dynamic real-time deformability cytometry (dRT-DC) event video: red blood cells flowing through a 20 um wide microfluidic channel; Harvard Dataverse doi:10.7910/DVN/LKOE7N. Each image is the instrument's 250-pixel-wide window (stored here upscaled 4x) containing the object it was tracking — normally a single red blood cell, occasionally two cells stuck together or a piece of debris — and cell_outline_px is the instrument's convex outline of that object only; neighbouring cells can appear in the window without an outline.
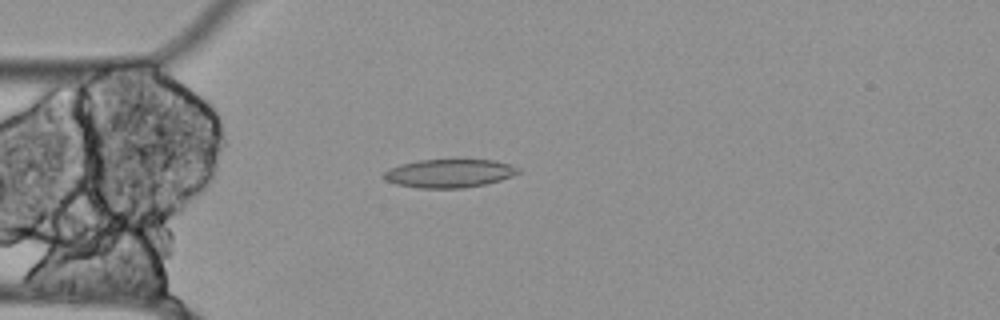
{"species": "Egyptian fruit bat (a non-hibernating species)", "species_latin": "Rousettus aegyptiacus", "temperature_condition": "cold", "stored_images_in_passage": 46, "camera_frame_rate_fps": 3000, "um_per_image_px": 0.085, "animal": {"sex": "female"}, "frame": {"image": 1, "passage_image": 7, "time_ms": 2.0, "image_size_px": [1000, 320], "cell_outline_px": [[524, 172], [500, 180], [484, 184], [464, 188], [420, 188], [396, 184], [384, 180], [384, 172], [388, 168], [400, 164], [416, 160], [496, 160], [520, 168]], "centroid_in_image_um": [38.2, 14.73], "position_along_channel_um": 46.8, "area_um2": 22.37}}
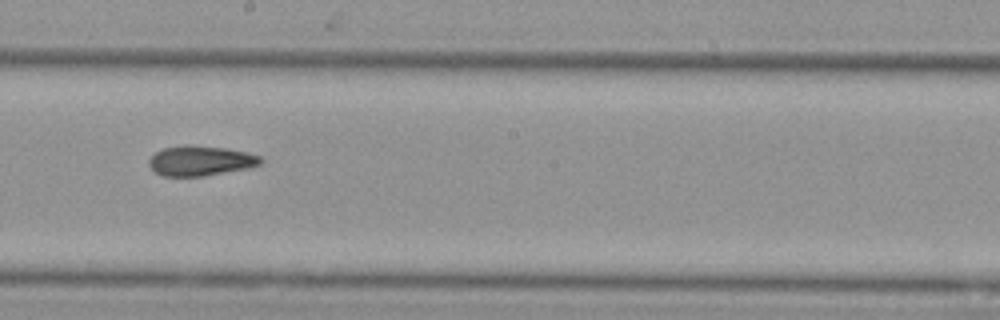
{"frame": {"image": 2, "passage_image": 23, "time_ms": 7.333, "image_size_px": [1000, 320], "cell_outline_px": [[264, 160], [260, 164], [248, 168], [204, 176], [164, 176], [156, 172], [148, 164], [148, 160], [156, 152], [164, 148], [188, 144], [192, 144], [224, 148], [248, 152], [260, 156]], "centroid_in_image_um": [17.06, 13.65], "position_along_channel_um": 231.1, "area_um2": 19.54}}
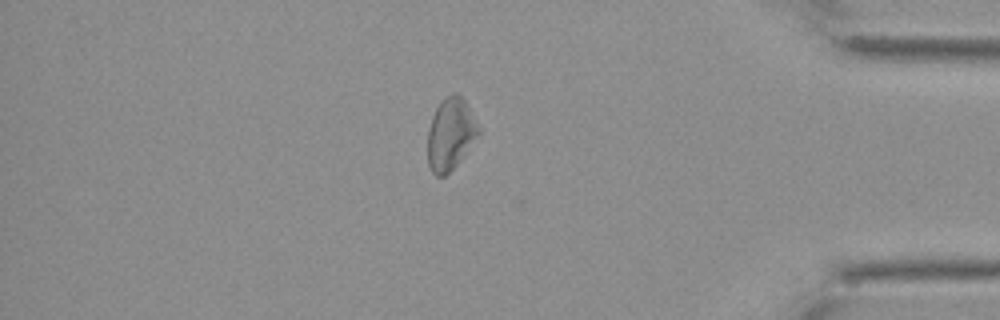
{"frame": {"image": 3, "passage_image": 40, "time_ms": 13.0, "image_size_px": [1000, 320], "cell_outline_px": [[480, 132], [464, 156], [444, 176], [436, 176], [432, 172], [428, 164], [428, 128], [432, 116], [436, 108], [444, 96], [452, 92], [456, 92], [468, 104], [480, 128]], "centroid_in_image_um": [38.29, 11.36], "position_along_channel_um": 396.9, "area_um2": 21.39}}